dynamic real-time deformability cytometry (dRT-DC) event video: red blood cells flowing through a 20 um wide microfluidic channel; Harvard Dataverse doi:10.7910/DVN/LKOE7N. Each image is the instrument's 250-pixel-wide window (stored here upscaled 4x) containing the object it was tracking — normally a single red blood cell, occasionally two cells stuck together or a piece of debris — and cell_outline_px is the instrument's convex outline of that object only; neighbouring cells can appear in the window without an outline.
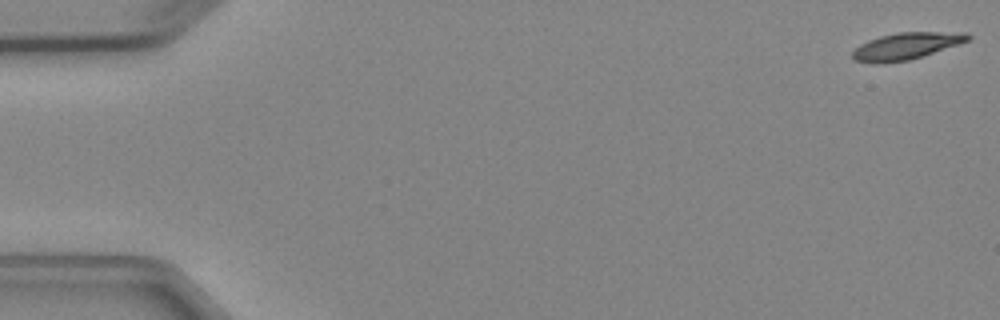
{"species": "Egyptian fruit bat (a non-hibernating species)", "species_latin": "Rousettus aegyptiacus", "temperature_condition": "cold", "stored_images_in_passage": 5, "camera_frame_rate_fps": 3000, "um_per_image_px": 0.085, "animal": {"sex": "female"}, "frame": {"image": 1, "passage_image": 1, "time_ms": 0.0, "image_size_px": [1000, 320], "cell_outline_px": [[972, 36], [968, 40], [960, 44], [908, 60], [884, 64], [876, 64], [852, 60], [852, 52], [860, 44], [868, 40], [880, 36], [896, 32], [968, 32]], "centroid_in_image_um": [77.01, 3.92], "position_along_channel_um": 8.0, "area_um2": 18.21}}
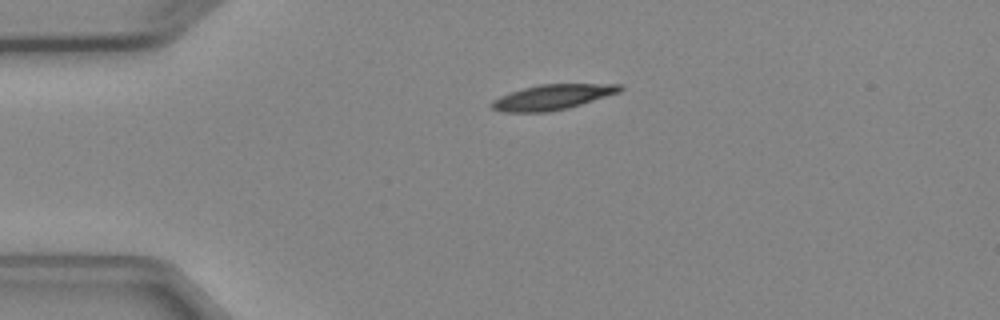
{"frame": {"image": 2, "passage_image": 4, "time_ms": 3.667, "image_size_px": [1000, 320], "cell_outline_px": [[624, 88], [620, 92], [568, 108], [548, 112], [504, 112], [492, 108], [488, 104], [492, 100], [500, 96], [524, 88], [540, 84], [624, 84]], "centroid_in_image_um": [46.96, 8.25], "position_along_channel_um": 38.0, "area_um2": 18.79}}